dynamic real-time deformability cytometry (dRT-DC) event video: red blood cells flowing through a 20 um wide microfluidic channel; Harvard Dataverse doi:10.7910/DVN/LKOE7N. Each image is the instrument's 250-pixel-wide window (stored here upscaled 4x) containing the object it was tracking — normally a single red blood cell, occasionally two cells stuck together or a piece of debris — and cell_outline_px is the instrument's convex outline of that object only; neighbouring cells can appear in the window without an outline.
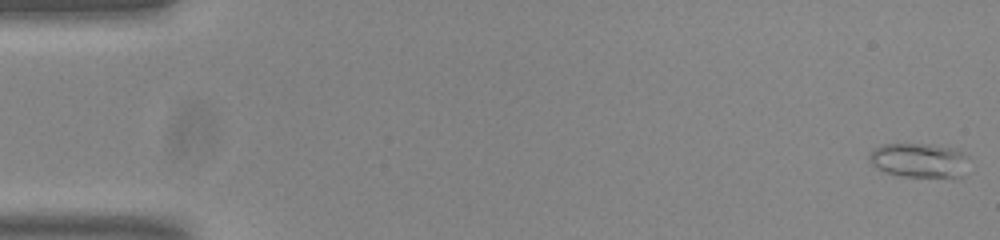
{"species": "common noctule bat (a hibernating species)", "species_latin": "Nyctalus noctula", "temperature_condition": "room temperature", "stored_images_in_passage": 54, "camera_frame_rate_fps": 3000, "um_per_image_px": 0.085, "animal": {"sex": "male", "body_mass_g": 20.0, "forearm_length_mm": 53.3}, "frame": {"image": 1, "passage_image": 1, "time_ms": 0.0, "image_size_px": [1000, 240], "cell_outline_px": [[968, 156], [964, 176], [952, 180], [900, 176], [884, 172], [876, 168], [868, 160], [868, 156], [876, 148], [884, 144], [932, 144], [952, 148]], "centroid_in_image_um": [78.18, 13.69], "position_along_channel_um": 6.8, "area_um2": 20.69}}
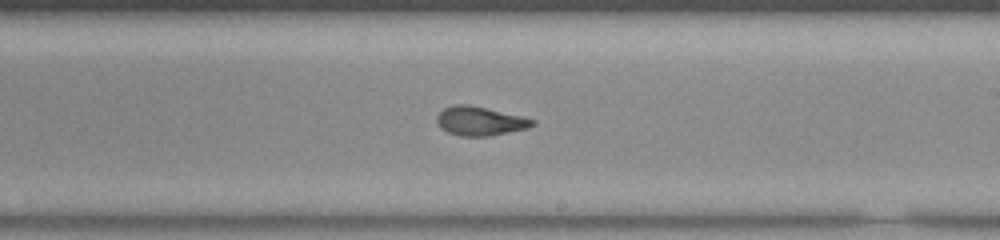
{"frame": {"image": 2, "passage_image": 32, "time_ms": 10.333, "image_size_px": [1000, 240], "cell_outline_px": [[536, 124], [528, 128], [488, 136], [460, 136], [448, 132], [440, 128], [436, 124], [436, 116], [444, 108], [452, 104], [468, 104], [524, 116], [536, 120]], "centroid_in_image_um": [40.79, 10.28], "position_along_channel_um": 248.2, "area_um2": 16.36}}
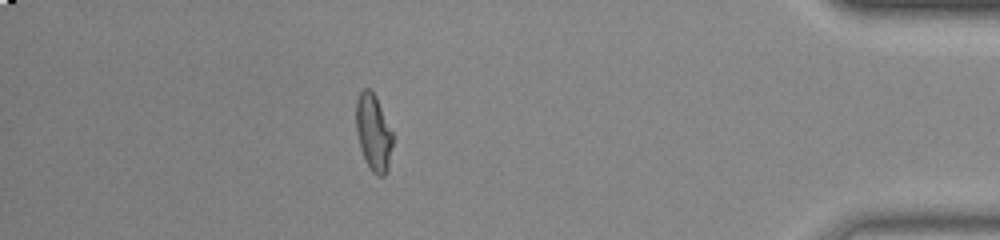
{"frame": {"image": 3, "passage_image": 48, "time_ms": 15.667, "image_size_px": [1000, 240], "cell_outline_px": [[392, 144], [388, 168], [384, 176], [380, 176], [372, 172], [364, 156], [356, 132], [356, 100], [360, 92], [364, 88], [368, 88], [376, 96], [392, 132]], "centroid_in_image_um": [31.73, 11.24], "position_along_channel_um": 403.5, "area_um2": 16.01}, "authors_computed_cell_mechanics": {"area_um2": 16.3574, "velocity_mm_per_s": 3.7691, "shape_relaxation_time_tau1_ms": 7.5498, "shape_relaxation_time_tau2_ms": 1.4762, "deformation_change_tau1": 0.2159, "deformation_change_tau2": 0.0835}}